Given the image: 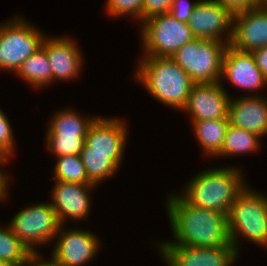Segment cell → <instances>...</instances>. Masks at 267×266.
Instances as JSON below:
<instances>
[{
    "label": "cell",
    "instance_id": "6da1fadb",
    "mask_svg": "<svg viewBox=\"0 0 267 266\" xmlns=\"http://www.w3.org/2000/svg\"><path fill=\"white\" fill-rule=\"evenodd\" d=\"M166 200L167 216L175 240L156 245L192 247L232 245L225 213L195 207L175 193L169 194Z\"/></svg>",
    "mask_w": 267,
    "mask_h": 266
},
{
    "label": "cell",
    "instance_id": "7a4b0ae2",
    "mask_svg": "<svg viewBox=\"0 0 267 266\" xmlns=\"http://www.w3.org/2000/svg\"><path fill=\"white\" fill-rule=\"evenodd\" d=\"M138 61L134 76L149 94L182 110L194 85L190 76L171 57L141 56Z\"/></svg>",
    "mask_w": 267,
    "mask_h": 266
},
{
    "label": "cell",
    "instance_id": "3957f363",
    "mask_svg": "<svg viewBox=\"0 0 267 266\" xmlns=\"http://www.w3.org/2000/svg\"><path fill=\"white\" fill-rule=\"evenodd\" d=\"M240 168L225 166L208 168L189 180L183 195H179L195 207L215 210L228 215L237 194L245 187Z\"/></svg>",
    "mask_w": 267,
    "mask_h": 266
},
{
    "label": "cell",
    "instance_id": "277c9868",
    "mask_svg": "<svg viewBox=\"0 0 267 266\" xmlns=\"http://www.w3.org/2000/svg\"><path fill=\"white\" fill-rule=\"evenodd\" d=\"M245 187L237 194L227 215L231 244L239 253V238L267 248V195Z\"/></svg>",
    "mask_w": 267,
    "mask_h": 266
},
{
    "label": "cell",
    "instance_id": "5b68a950",
    "mask_svg": "<svg viewBox=\"0 0 267 266\" xmlns=\"http://www.w3.org/2000/svg\"><path fill=\"white\" fill-rule=\"evenodd\" d=\"M228 45L222 41L195 38L171 58L194 83L221 82L223 57Z\"/></svg>",
    "mask_w": 267,
    "mask_h": 266
},
{
    "label": "cell",
    "instance_id": "8992f818",
    "mask_svg": "<svg viewBox=\"0 0 267 266\" xmlns=\"http://www.w3.org/2000/svg\"><path fill=\"white\" fill-rule=\"evenodd\" d=\"M45 37V33L21 16L1 23L0 71L16 73L24 60L42 47Z\"/></svg>",
    "mask_w": 267,
    "mask_h": 266
},
{
    "label": "cell",
    "instance_id": "52a82bcc",
    "mask_svg": "<svg viewBox=\"0 0 267 266\" xmlns=\"http://www.w3.org/2000/svg\"><path fill=\"white\" fill-rule=\"evenodd\" d=\"M140 26L144 51L141 56L172 57L195 39L188 24L178 21L169 12L153 16Z\"/></svg>",
    "mask_w": 267,
    "mask_h": 266
},
{
    "label": "cell",
    "instance_id": "ba28073f",
    "mask_svg": "<svg viewBox=\"0 0 267 266\" xmlns=\"http://www.w3.org/2000/svg\"><path fill=\"white\" fill-rule=\"evenodd\" d=\"M8 225L31 252H37V245H47L55 240L62 224L47 202L27 206L15 214Z\"/></svg>",
    "mask_w": 267,
    "mask_h": 266
},
{
    "label": "cell",
    "instance_id": "9c48e42d",
    "mask_svg": "<svg viewBox=\"0 0 267 266\" xmlns=\"http://www.w3.org/2000/svg\"><path fill=\"white\" fill-rule=\"evenodd\" d=\"M160 255L168 266H233L239 257L233 245L192 247L159 245Z\"/></svg>",
    "mask_w": 267,
    "mask_h": 266
},
{
    "label": "cell",
    "instance_id": "30bf717a",
    "mask_svg": "<svg viewBox=\"0 0 267 266\" xmlns=\"http://www.w3.org/2000/svg\"><path fill=\"white\" fill-rule=\"evenodd\" d=\"M187 24L195 38L231 42L233 14L214 0H198Z\"/></svg>",
    "mask_w": 267,
    "mask_h": 266
},
{
    "label": "cell",
    "instance_id": "8fae6325",
    "mask_svg": "<svg viewBox=\"0 0 267 266\" xmlns=\"http://www.w3.org/2000/svg\"><path fill=\"white\" fill-rule=\"evenodd\" d=\"M61 225L54 241L53 256L61 266H84L95 258L101 242L90 230L75 227L63 229Z\"/></svg>",
    "mask_w": 267,
    "mask_h": 266
},
{
    "label": "cell",
    "instance_id": "7c38bea8",
    "mask_svg": "<svg viewBox=\"0 0 267 266\" xmlns=\"http://www.w3.org/2000/svg\"><path fill=\"white\" fill-rule=\"evenodd\" d=\"M230 98L221 82L194 83L182 111L190 121L229 119Z\"/></svg>",
    "mask_w": 267,
    "mask_h": 266
},
{
    "label": "cell",
    "instance_id": "4fadbf2b",
    "mask_svg": "<svg viewBox=\"0 0 267 266\" xmlns=\"http://www.w3.org/2000/svg\"><path fill=\"white\" fill-rule=\"evenodd\" d=\"M126 127L123 119L98 116L88 128L85 145L89 152L110 153V159L119 167L129 139Z\"/></svg>",
    "mask_w": 267,
    "mask_h": 266
},
{
    "label": "cell",
    "instance_id": "5bb4252c",
    "mask_svg": "<svg viewBox=\"0 0 267 266\" xmlns=\"http://www.w3.org/2000/svg\"><path fill=\"white\" fill-rule=\"evenodd\" d=\"M229 45L244 52L267 46V8L259 3L248 11L233 15Z\"/></svg>",
    "mask_w": 267,
    "mask_h": 266
},
{
    "label": "cell",
    "instance_id": "9a60e30c",
    "mask_svg": "<svg viewBox=\"0 0 267 266\" xmlns=\"http://www.w3.org/2000/svg\"><path fill=\"white\" fill-rule=\"evenodd\" d=\"M54 181L50 196L52 200L49 202L61 224L64 225L68 221L67 218L79 222L80 219L87 217L91 208L90 201H92L89 194L97 186Z\"/></svg>",
    "mask_w": 267,
    "mask_h": 266
},
{
    "label": "cell",
    "instance_id": "2e32d148",
    "mask_svg": "<svg viewBox=\"0 0 267 266\" xmlns=\"http://www.w3.org/2000/svg\"><path fill=\"white\" fill-rule=\"evenodd\" d=\"M223 79H227L236 88L256 93L267 84L253 54L237 50L231 45L227 46L223 57L221 82Z\"/></svg>",
    "mask_w": 267,
    "mask_h": 266
},
{
    "label": "cell",
    "instance_id": "e0dca14e",
    "mask_svg": "<svg viewBox=\"0 0 267 266\" xmlns=\"http://www.w3.org/2000/svg\"><path fill=\"white\" fill-rule=\"evenodd\" d=\"M42 47L46 50L53 81L72 80L81 73L85 60L73 39L68 36H46Z\"/></svg>",
    "mask_w": 267,
    "mask_h": 266
},
{
    "label": "cell",
    "instance_id": "ac0fdd59",
    "mask_svg": "<svg viewBox=\"0 0 267 266\" xmlns=\"http://www.w3.org/2000/svg\"><path fill=\"white\" fill-rule=\"evenodd\" d=\"M229 122L232 126L253 132L260 137L267 135V97L248 94L238 99L230 98Z\"/></svg>",
    "mask_w": 267,
    "mask_h": 266
},
{
    "label": "cell",
    "instance_id": "d6986e66",
    "mask_svg": "<svg viewBox=\"0 0 267 266\" xmlns=\"http://www.w3.org/2000/svg\"><path fill=\"white\" fill-rule=\"evenodd\" d=\"M193 133L203 152L216 157L222 150L229 119L191 121Z\"/></svg>",
    "mask_w": 267,
    "mask_h": 266
},
{
    "label": "cell",
    "instance_id": "ffe728a7",
    "mask_svg": "<svg viewBox=\"0 0 267 266\" xmlns=\"http://www.w3.org/2000/svg\"><path fill=\"white\" fill-rule=\"evenodd\" d=\"M16 73L20 79L27 81L31 87H48L53 83L51 66L43 47L24 60Z\"/></svg>",
    "mask_w": 267,
    "mask_h": 266
},
{
    "label": "cell",
    "instance_id": "44dd1931",
    "mask_svg": "<svg viewBox=\"0 0 267 266\" xmlns=\"http://www.w3.org/2000/svg\"><path fill=\"white\" fill-rule=\"evenodd\" d=\"M261 137L253 132L229 124L221 152L216 156L224 158L259 151Z\"/></svg>",
    "mask_w": 267,
    "mask_h": 266
},
{
    "label": "cell",
    "instance_id": "7402d4cb",
    "mask_svg": "<svg viewBox=\"0 0 267 266\" xmlns=\"http://www.w3.org/2000/svg\"><path fill=\"white\" fill-rule=\"evenodd\" d=\"M51 117L50 125L46 134H76L86 135L89 126L98 116L81 117L80 113L73 109L56 111Z\"/></svg>",
    "mask_w": 267,
    "mask_h": 266
},
{
    "label": "cell",
    "instance_id": "603a6c76",
    "mask_svg": "<svg viewBox=\"0 0 267 266\" xmlns=\"http://www.w3.org/2000/svg\"><path fill=\"white\" fill-rule=\"evenodd\" d=\"M80 157L90 182L96 186L111 178L119 167L110 159V153L89 152L84 144Z\"/></svg>",
    "mask_w": 267,
    "mask_h": 266
},
{
    "label": "cell",
    "instance_id": "cb8c5ba5",
    "mask_svg": "<svg viewBox=\"0 0 267 266\" xmlns=\"http://www.w3.org/2000/svg\"><path fill=\"white\" fill-rule=\"evenodd\" d=\"M53 170L54 180L94 185L90 182L80 155L56 157Z\"/></svg>",
    "mask_w": 267,
    "mask_h": 266
},
{
    "label": "cell",
    "instance_id": "d4e9b609",
    "mask_svg": "<svg viewBox=\"0 0 267 266\" xmlns=\"http://www.w3.org/2000/svg\"><path fill=\"white\" fill-rule=\"evenodd\" d=\"M31 253L8 224L0 228V260L9 266H20Z\"/></svg>",
    "mask_w": 267,
    "mask_h": 266
},
{
    "label": "cell",
    "instance_id": "484cf974",
    "mask_svg": "<svg viewBox=\"0 0 267 266\" xmlns=\"http://www.w3.org/2000/svg\"><path fill=\"white\" fill-rule=\"evenodd\" d=\"M46 146L56 157L80 155L86 135L46 134Z\"/></svg>",
    "mask_w": 267,
    "mask_h": 266
},
{
    "label": "cell",
    "instance_id": "4316f807",
    "mask_svg": "<svg viewBox=\"0 0 267 266\" xmlns=\"http://www.w3.org/2000/svg\"><path fill=\"white\" fill-rule=\"evenodd\" d=\"M144 0H107L105 8L111 17H126V15L141 22L142 4Z\"/></svg>",
    "mask_w": 267,
    "mask_h": 266
},
{
    "label": "cell",
    "instance_id": "83f0119b",
    "mask_svg": "<svg viewBox=\"0 0 267 266\" xmlns=\"http://www.w3.org/2000/svg\"><path fill=\"white\" fill-rule=\"evenodd\" d=\"M6 114L0 109V156L11 159L15 151V139Z\"/></svg>",
    "mask_w": 267,
    "mask_h": 266
},
{
    "label": "cell",
    "instance_id": "f1b7e54d",
    "mask_svg": "<svg viewBox=\"0 0 267 266\" xmlns=\"http://www.w3.org/2000/svg\"><path fill=\"white\" fill-rule=\"evenodd\" d=\"M174 0H144L142 4L141 24L153 16L168 13Z\"/></svg>",
    "mask_w": 267,
    "mask_h": 266
},
{
    "label": "cell",
    "instance_id": "f546056e",
    "mask_svg": "<svg viewBox=\"0 0 267 266\" xmlns=\"http://www.w3.org/2000/svg\"><path fill=\"white\" fill-rule=\"evenodd\" d=\"M197 3L198 1L189 2V0H174L171 4L169 13L178 21L188 23Z\"/></svg>",
    "mask_w": 267,
    "mask_h": 266
},
{
    "label": "cell",
    "instance_id": "4dcf8cb0",
    "mask_svg": "<svg viewBox=\"0 0 267 266\" xmlns=\"http://www.w3.org/2000/svg\"><path fill=\"white\" fill-rule=\"evenodd\" d=\"M222 5L224 8H227L233 15L248 11L256 7L260 0H214Z\"/></svg>",
    "mask_w": 267,
    "mask_h": 266
},
{
    "label": "cell",
    "instance_id": "1f68e13d",
    "mask_svg": "<svg viewBox=\"0 0 267 266\" xmlns=\"http://www.w3.org/2000/svg\"><path fill=\"white\" fill-rule=\"evenodd\" d=\"M40 255L38 251L32 252L20 266H61L53 256L49 261H44L43 256Z\"/></svg>",
    "mask_w": 267,
    "mask_h": 266
},
{
    "label": "cell",
    "instance_id": "d6a6232c",
    "mask_svg": "<svg viewBox=\"0 0 267 266\" xmlns=\"http://www.w3.org/2000/svg\"><path fill=\"white\" fill-rule=\"evenodd\" d=\"M251 53L255 58L256 65L263 73L264 78L267 80V46L255 49Z\"/></svg>",
    "mask_w": 267,
    "mask_h": 266
},
{
    "label": "cell",
    "instance_id": "836d02e7",
    "mask_svg": "<svg viewBox=\"0 0 267 266\" xmlns=\"http://www.w3.org/2000/svg\"><path fill=\"white\" fill-rule=\"evenodd\" d=\"M8 158L2 157L0 156V166L2 167L4 164H6V162H8ZM9 176L6 174V172H2L0 170V201H4L6 200V197L8 196V189H9V180L10 178Z\"/></svg>",
    "mask_w": 267,
    "mask_h": 266
},
{
    "label": "cell",
    "instance_id": "e575fe53",
    "mask_svg": "<svg viewBox=\"0 0 267 266\" xmlns=\"http://www.w3.org/2000/svg\"><path fill=\"white\" fill-rule=\"evenodd\" d=\"M260 4L267 8V0H260Z\"/></svg>",
    "mask_w": 267,
    "mask_h": 266
},
{
    "label": "cell",
    "instance_id": "d590c367",
    "mask_svg": "<svg viewBox=\"0 0 267 266\" xmlns=\"http://www.w3.org/2000/svg\"><path fill=\"white\" fill-rule=\"evenodd\" d=\"M0 266H9L6 262L0 260Z\"/></svg>",
    "mask_w": 267,
    "mask_h": 266
}]
</instances>
